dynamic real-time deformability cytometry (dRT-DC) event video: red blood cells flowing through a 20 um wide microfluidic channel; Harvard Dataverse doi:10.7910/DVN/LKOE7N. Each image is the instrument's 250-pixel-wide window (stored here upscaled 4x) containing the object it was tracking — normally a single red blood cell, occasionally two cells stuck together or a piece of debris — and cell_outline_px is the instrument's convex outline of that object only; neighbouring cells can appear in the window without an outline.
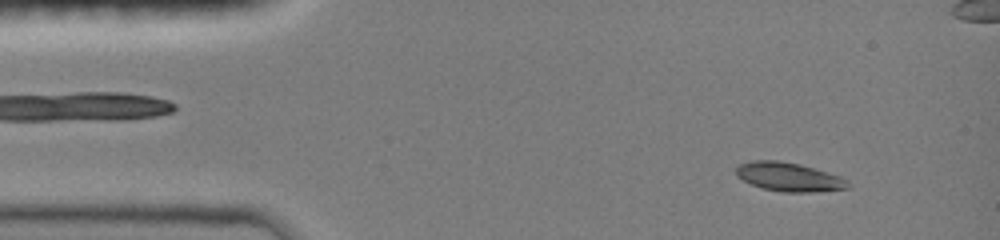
{"species": "common noctule bat (a hibernating species)", "species_latin": "Nyctalus noctula", "temperature_condition": "room temperature", "stored_images_in_passage": 10, "camera_frame_rate_fps": 3000, "um_per_image_px": 0.085, "animal": {"sex": "female", "body_mass_g": 19.0, "forearm_length_mm": 51.5}, "frame": {"image": 1, "passage_image": 2, "time_ms": 0.333, "image_size_px": [1000, 240], "cell_outline_px": [[852, 184], [848, 188], [812, 192], [784, 192], [760, 188], [736, 176], [736, 168], [740, 164], [752, 160], [780, 160], [800, 164], [828, 172], [840, 176], [848, 180]], "centroid_in_image_um": [67.07, 15.03], "position_along_channel_um": 17.9, "area_um2": 18.9}}
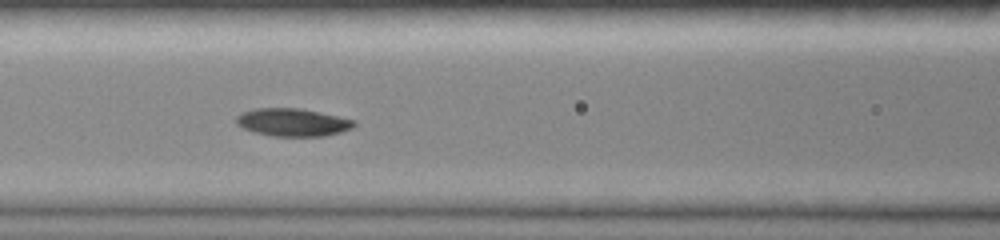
{"frame": {"image": 2, "passage_image": 9, "time_ms": 2.667, "image_size_px": [1000, 240], "cell_outline_px": [[356, 124], [352, 128], [340, 132], [324, 136], [272, 136], [252, 132], [236, 124], [236, 116], [252, 108], [300, 108], [320, 112], [356, 120]], "centroid_in_image_um": [24.87, 10.39], "position_along_channel_um": 141.7, "area_um2": 19.19}}